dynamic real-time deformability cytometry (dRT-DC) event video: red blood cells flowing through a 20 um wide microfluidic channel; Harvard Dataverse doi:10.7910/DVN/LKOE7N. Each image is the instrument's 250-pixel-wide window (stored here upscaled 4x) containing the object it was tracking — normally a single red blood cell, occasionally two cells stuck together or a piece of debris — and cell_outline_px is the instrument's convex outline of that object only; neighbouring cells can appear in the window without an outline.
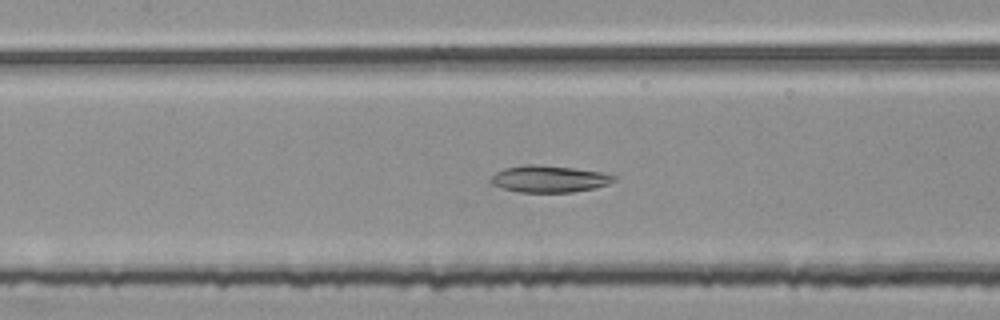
{"species": "common noctule bat (a hibernating species)", "species_latin": "Nyctalus noctula", "temperature_condition": "room temperature", "stored_images_in_passage": 48, "camera_frame_rate_fps": 3000, "um_per_image_px": 0.085, "animal": {"sex": "female", "body_mass_g": 25.1}, "frame": {"image": 1, "passage_image": 20, "time_ms": 6.333, "image_size_px": [1000, 320], "cell_outline_px": [[616, 180], [608, 184], [596, 188], [572, 192], [520, 192], [504, 188], [492, 184], [488, 180], [496, 172], [504, 168], [524, 164], [536, 164], [576, 168], [600, 172], [616, 176]], "centroid_in_image_um": [46.67, 15.2], "position_along_channel_um": 160.7, "area_um2": 19.31}}
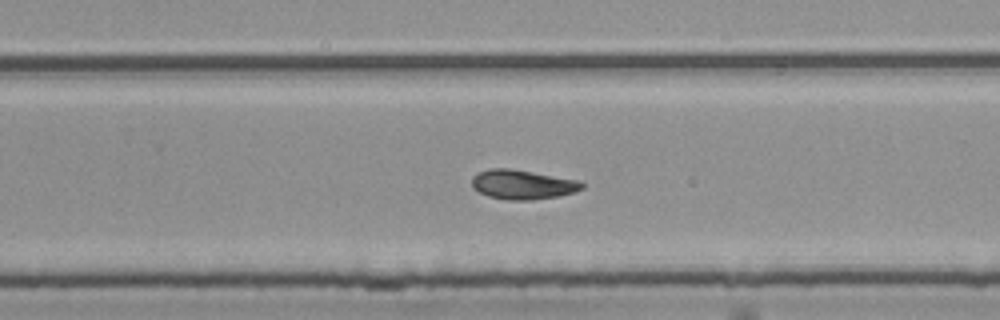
{"frame": {"image": 2, "passage_image": 30, "time_ms": 9.667, "image_size_px": [1000, 320], "cell_outline_px": [[584, 188], [576, 192], [556, 196], [532, 200], [508, 200], [488, 196], [472, 188], [472, 176], [476, 172], [488, 168], [512, 168], [580, 180], [584, 184]], "centroid_in_image_um": [44.41, 15.67], "position_along_channel_um": 285.4, "area_um2": 19.19}}
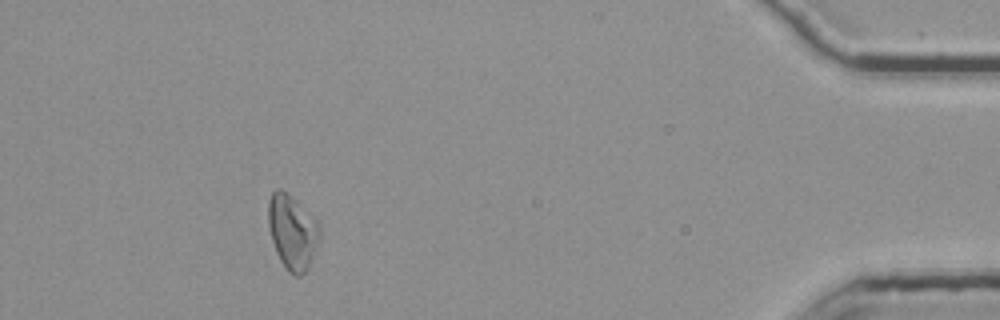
{"frame": {"image": 3, "passage_image": 45, "time_ms": 14.667, "image_size_px": [1000, 320], "cell_outline_px": [[320, 236], [308, 268], [300, 276], [296, 276], [288, 272], [280, 260], [276, 252], [272, 240], [268, 224], [268, 200], [272, 192], [276, 188], [280, 188], [316, 220], [320, 228]], "centroid_in_image_um": [24.82, 19.74], "position_along_channel_um": 410.4, "area_um2": 21.85}}